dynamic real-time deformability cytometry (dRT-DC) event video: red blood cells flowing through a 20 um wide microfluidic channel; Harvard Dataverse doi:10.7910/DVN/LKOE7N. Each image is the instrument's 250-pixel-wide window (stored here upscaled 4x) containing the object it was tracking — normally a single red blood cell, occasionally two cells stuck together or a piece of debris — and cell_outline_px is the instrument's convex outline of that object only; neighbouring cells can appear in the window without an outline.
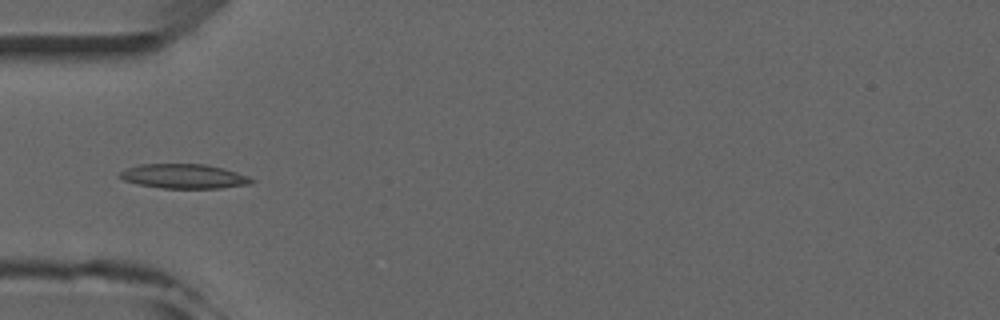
{"species": "common noctule bat (a hibernating species)", "species_latin": "Nyctalus noctula", "temperature_condition": "room temperature", "stored_images_in_passage": 6, "camera_frame_rate_fps": 3000, "um_per_image_px": 0.085, "animal": {"sex": "male", "forearm_length_mm": 52.5}, "frame": {"image": 1, "passage_image": 5, "time_ms": 4.667, "image_size_px": [1000, 320], "cell_outline_px": [[256, 180], [248, 184], [220, 188], [164, 188], [136, 184], [124, 180], [120, 176], [120, 172], [124, 168], [140, 164], [204, 164], [224, 168], [248, 176]], "centroid_in_image_um": [15.61, 14.98], "position_along_channel_um": 69.4, "area_um2": 18.73}}
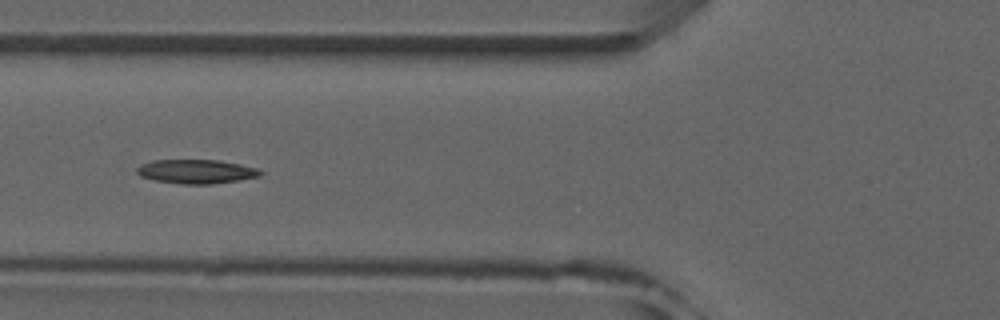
{"frame": {"image": 2, "passage_image": 6, "time_ms": 5.667, "image_size_px": [1000, 320], "cell_outline_px": [[264, 172], [260, 176], [212, 184], [180, 184], [152, 180], [140, 176], [136, 172], [136, 168], [140, 164], [152, 160], [216, 160], [240, 164], [260, 168]], "centroid_in_image_um": [16.66, 14.58], "position_along_channel_um": 109.1, "area_um2": 17.46}}